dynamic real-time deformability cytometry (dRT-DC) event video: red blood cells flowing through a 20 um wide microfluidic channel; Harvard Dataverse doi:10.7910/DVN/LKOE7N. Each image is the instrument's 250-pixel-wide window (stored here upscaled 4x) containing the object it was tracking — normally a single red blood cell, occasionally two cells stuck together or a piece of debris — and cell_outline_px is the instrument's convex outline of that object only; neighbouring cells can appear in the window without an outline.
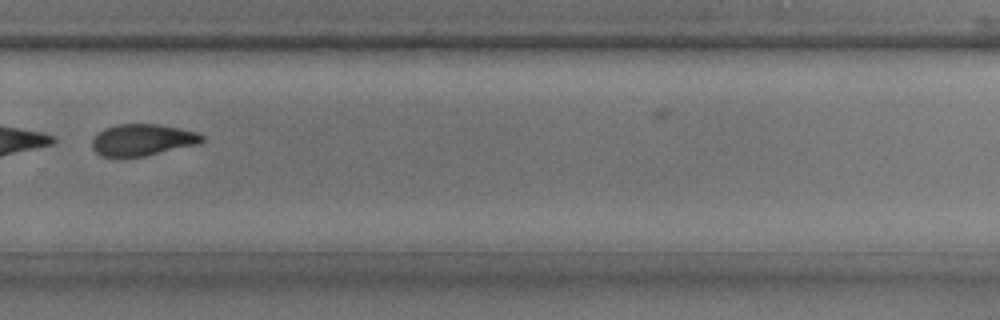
{"species": "common noctule bat (a hibernating species)", "species_latin": "Nyctalus noctula", "temperature_condition": "room temperature", "stored_images_in_passage": 18, "camera_frame_rate_fps": 3000, "um_per_image_px": 0.085, "animal": {"sex": "male", "body_mass_g": 17.9, "forearm_length_mm": 54.2}, "frame": {"image": 1, "passage_image": 15, "time_ms": 4.667, "image_size_px": [1000, 320], "cell_outline_px": [[204, 140], [200, 144], [144, 156], [120, 160], [100, 156], [92, 148], [92, 140], [104, 128], [116, 124], [156, 124], [180, 128], [196, 132], [204, 136]], "centroid_in_image_um": [12.08, 11.93], "position_along_channel_um": 317.7, "area_um2": 20.81}}